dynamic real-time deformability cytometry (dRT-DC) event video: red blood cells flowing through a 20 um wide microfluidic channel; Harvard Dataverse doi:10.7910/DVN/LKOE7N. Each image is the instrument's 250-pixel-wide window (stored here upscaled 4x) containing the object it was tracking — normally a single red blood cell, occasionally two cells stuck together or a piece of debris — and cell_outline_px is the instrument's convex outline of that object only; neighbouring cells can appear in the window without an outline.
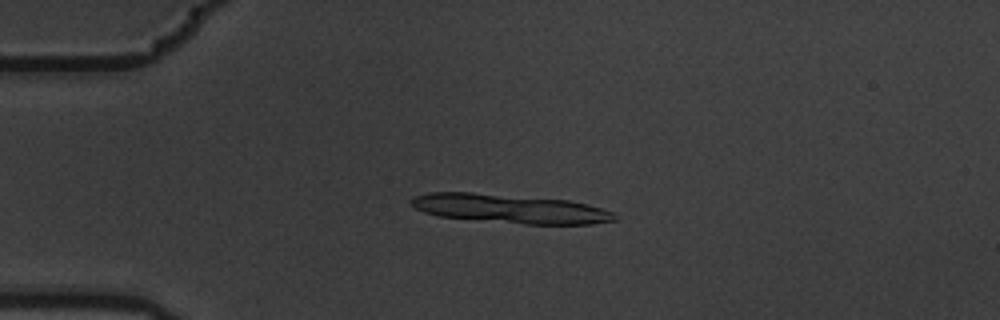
{"species": "common noctule bat (a hibernating species)", "species_latin": "Nyctalus noctula", "temperature_condition": "warm", "stored_images_in_passage": 3, "camera_frame_rate_fps": 3000, "um_per_image_px": 0.085, "animal": {"sex": "male", "body_mass_g": 19.5, "forearm_length_mm": 54.6}, "frame": {"image": 1, "passage_image": 2, "time_ms": 0.333, "image_size_px": [1000, 320], "cell_outline_px": [[616, 220], [592, 224], [524, 224], [440, 216], [424, 212], [408, 204], [408, 200], [416, 196], [428, 192], [472, 192], [568, 200], [588, 204], [612, 212], [616, 216]], "centroid_in_image_um": [43.32, 17.73], "position_along_channel_um": 41.7, "area_um2": 34.16}}